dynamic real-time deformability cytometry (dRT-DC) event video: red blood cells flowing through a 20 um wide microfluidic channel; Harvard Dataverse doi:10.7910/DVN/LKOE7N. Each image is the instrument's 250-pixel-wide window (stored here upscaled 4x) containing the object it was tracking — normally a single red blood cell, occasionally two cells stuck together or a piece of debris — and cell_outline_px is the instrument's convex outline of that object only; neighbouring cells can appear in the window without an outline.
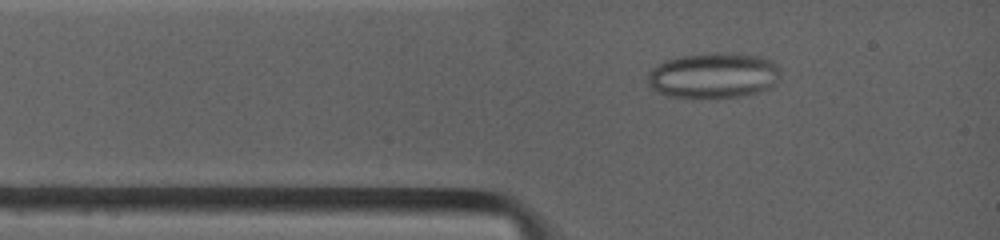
{"species": "common noctule bat (a hibernating species)", "species_latin": "Nyctalus noctula", "temperature_condition": "warm", "stored_images_in_passage": 6, "camera_frame_rate_fps": 4500, "um_per_image_px": 0.085, "animal": {"sex": "female", "body_mass_g": 19.0, "forearm_length_mm": 53.3}, "frame": {"image": 1, "passage_image": 2, "time_ms": 0.889, "image_size_px": [1000, 240], "cell_outline_px": [[780, 68], [764, 88], [760, 92], [736, 96], [668, 96], [656, 92], [652, 88], [648, 80], [648, 72], [664, 60], [680, 56], [716, 52], [736, 52], [760, 56], [772, 60]], "centroid_in_image_um": [60.57, 6.36], "position_along_channel_um": 24.4, "area_um2": 34.28}}
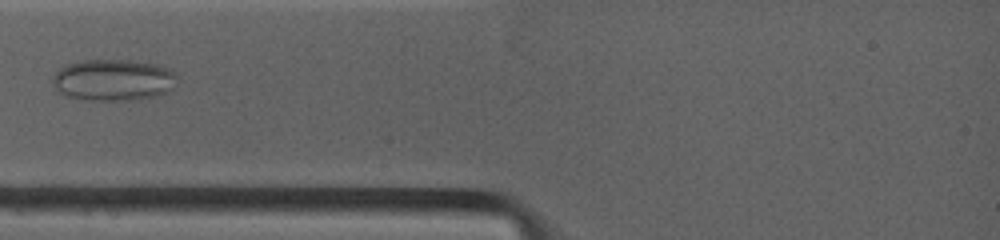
{"frame": {"image": 2, "passage_image": 4, "time_ms": 2.444, "image_size_px": [1000, 240], "cell_outline_px": [[172, 76], [164, 92], [152, 96], [128, 100], [88, 100], [72, 96], [60, 92], [56, 88], [56, 72], [60, 68], [68, 64], [84, 60], [136, 60], [160, 64], [172, 72]], "centroid_in_image_um": [9.57, 6.77], "position_along_channel_um": 75.4, "area_um2": 28.78}}
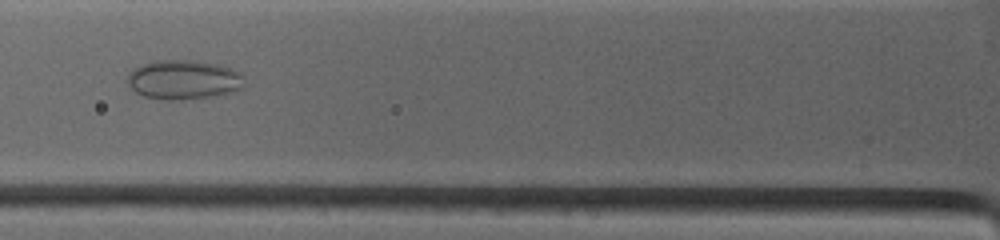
{"frame": {"image": 3, "passage_image": 5, "time_ms": 3.333, "image_size_px": [1000, 240], "cell_outline_px": [[244, 88], [228, 92], [208, 96], [148, 96], [136, 92], [132, 88], [128, 80], [128, 76], [132, 68], [140, 64], [156, 60], [192, 60], [224, 64], [240, 72]], "centroid_in_image_um": [15.64, 6.67], "position_along_channel_um": 110.2, "area_um2": 25.61}}